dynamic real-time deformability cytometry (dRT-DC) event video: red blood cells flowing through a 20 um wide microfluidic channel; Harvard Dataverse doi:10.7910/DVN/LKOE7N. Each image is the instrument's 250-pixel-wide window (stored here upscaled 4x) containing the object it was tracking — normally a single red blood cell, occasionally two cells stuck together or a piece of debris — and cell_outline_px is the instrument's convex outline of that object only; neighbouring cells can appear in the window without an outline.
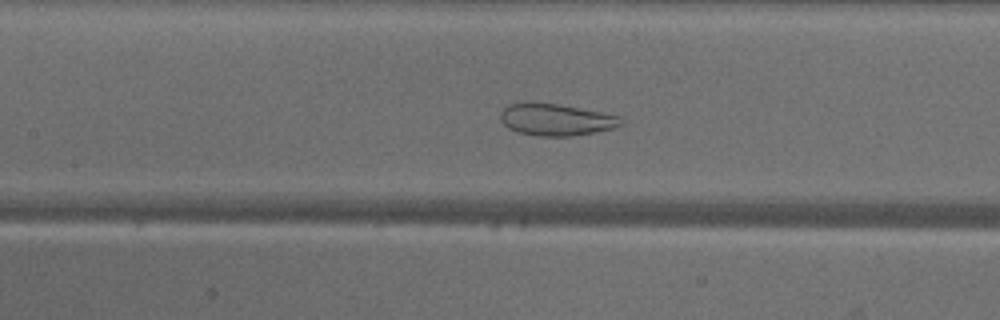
{"species": "common noctule bat (a hibernating species)", "species_latin": "Nyctalus noctula", "temperature_condition": "warm", "stored_images_in_passage": 48, "camera_frame_rate_fps": 3000, "um_per_image_px": 0.085, "animal": {"sex": "male", "body_mass_g": 18.8}, "frame": {"image": 1, "passage_image": 21, "time_ms": 6.667, "image_size_px": [1000, 320], "cell_outline_px": [[624, 124], [612, 128], [596, 132], [568, 136], [540, 136], [520, 132], [508, 128], [500, 120], [500, 112], [508, 104], [556, 104], [600, 112], [620, 116], [624, 120]], "centroid_in_image_um": [47.29, 10.19], "position_along_channel_um": 160.1, "area_um2": 21.85}}